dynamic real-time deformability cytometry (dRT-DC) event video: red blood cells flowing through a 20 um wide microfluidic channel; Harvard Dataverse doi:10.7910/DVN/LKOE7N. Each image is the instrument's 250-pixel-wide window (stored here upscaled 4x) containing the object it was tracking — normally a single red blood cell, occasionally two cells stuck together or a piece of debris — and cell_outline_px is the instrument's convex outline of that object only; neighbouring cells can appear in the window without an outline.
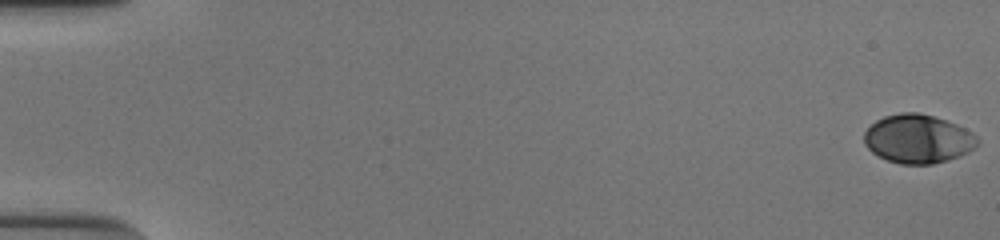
{"species": "human", "species_latin": "Homo sapiens", "temperature_condition": "cold", "stored_images_in_passage": 55, "camera_frame_rate_fps": 3000, "um_per_image_px": 0.085, "donor": {"sex": "male"}, "frame": {"image": 1, "passage_image": 1, "time_ms": 0.0, "image_size_px": [1000, 240], "cell_outline_px": [[980, 140], [968, 152], [948, 160], [932, 164], [900, 164], [888, 160], [872, 152], [864, 144], [864, 132], [876, 120], [884, 116], [900, 112], [920, 112], [956, 124], [972, 132]], "centroid_in_image_um": [78.01, 11.8], "position_along_channel_um": 7.0, "area_um2": 32.02}}
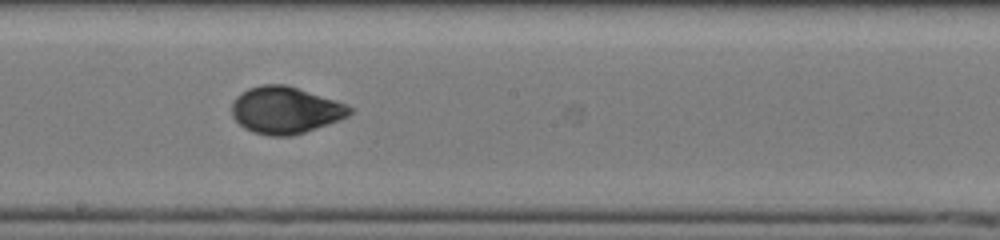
{"frame": {"image": 2, "passage_image": 32, "time_ms": 10.333, "image_size_px": [1000, 240], "cell_outline_px": [[352, 112], [348, 116], [340, 120], [304, 132], [288, 136], [268, 136], [252, 132], [244, 128], [232, 116], [232, 104], [236, 96], [240, 92], [248, 88], [264, 84], [284, 84], [348, 104], [352, 108]], "centroid_in_image_um": [24.24, 9.36], "position_along_channel_um": 224.0, "area_um2": 32.19}}
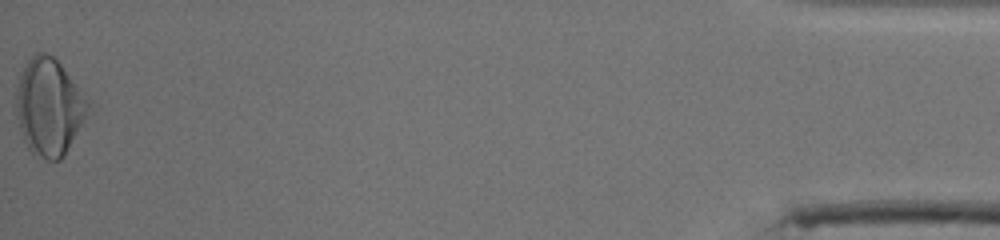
{"frame": {"image": 3, "passage_image": 55, "time_ms": 18.0, "image_size_px": [1000, 240], "cell_outline_px": [[92, 104], [84, 120], [64, 156], [60, 160], [48, 160], [32, 156], [24, 140], [20, 128], [16, 112], [16, 88], [20, 76], [28, 60], [36, 52], [44, 52], [52, 56], [60, 64]], "centroid_in_image_um": [4.16, 9.12], "position_along_channel_um": 431.0, "area_um2": 40.46}, "authors_computed_cell_mechanics": {"area_um2": 31.6744, "velocity_mm_per_s": 3.8531, "shape_relaxation_time_tau1_ms": 2.8253, "shape_relaxation_time_tau2_ms": 0.8458, "deformation_change_tau1": 0.14, "deformation_change_tau2": 0.0365}}